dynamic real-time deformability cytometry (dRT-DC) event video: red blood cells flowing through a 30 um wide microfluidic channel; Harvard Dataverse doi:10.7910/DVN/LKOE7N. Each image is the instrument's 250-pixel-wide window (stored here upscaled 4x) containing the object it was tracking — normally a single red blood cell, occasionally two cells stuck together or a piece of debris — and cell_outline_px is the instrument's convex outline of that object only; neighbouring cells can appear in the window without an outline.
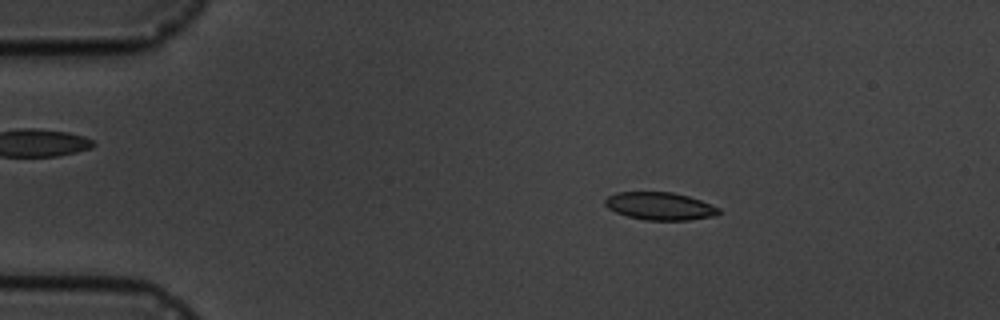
{"species": "common noctule bat (a hibernating species)", "species_latin": "Nyctalus noctula", "temperature_condition": "cold", "stored_images_in_passage": 4, "camera_frame_rate_fps": 3000, "um_per_image_px": 0.085, "animal": {"sex": "male", "body_mass_g": 19.5, "forearm_length_mm": 54.6}, "frame": {"image": 1, "passage_image": 2, "time_ms": 1.333, "image_size_px": [1000, 320], "cell_outline_px": [[720, 212], [716, 216], [688, 220], [648, 220], [628, 216], [616, 212], [608, 208], [604, 204], [604, 200], [608, 196], [616, 192], [672, 192], [688, 196], [700, 200], [720, 208]], "centroid_in_image_um": [56.09, 17.52], "position_along_channel_um": 28.9, "area_um2": 18.32}}